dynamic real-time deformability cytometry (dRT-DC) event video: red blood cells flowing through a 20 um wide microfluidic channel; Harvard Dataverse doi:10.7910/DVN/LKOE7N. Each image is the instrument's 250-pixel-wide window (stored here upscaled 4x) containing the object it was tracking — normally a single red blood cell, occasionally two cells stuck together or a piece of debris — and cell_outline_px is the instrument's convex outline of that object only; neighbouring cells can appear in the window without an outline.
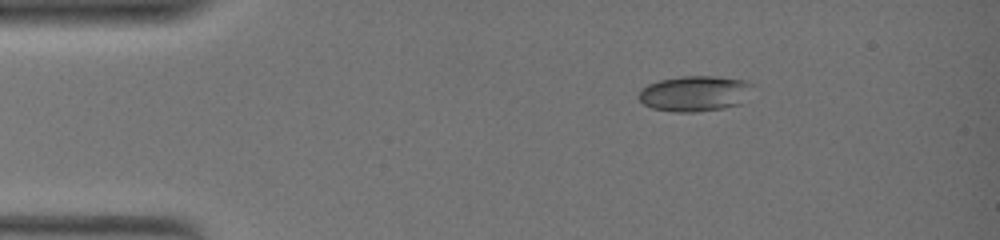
{"species": "common noctule bat (a hibernating species)", "species_latin": "Nyctalus noctula", "temperature_condition": "warm", "stored_images_in_passage": 21, "camera_frame_rate_fps": 3000, "um_per_image_px": 0.085, "animal": {"sex": "female", "body_mass_g": 19.0, "forearm_length_mm": 51.5}, "frame": {"image": 1, "passage_image": 1, "time_ms": 0.0, "image_size_px": [1000, 240], "cell_outline_px": [[760, 88], [740, 104], [724, 108], [696, 112], [676, 112], [652, 108], [644, 104], [636, 96], [640, 88], [648, 84], [660, 80], [680, 76], [716, 76], [748, 80], [756, 84]], "centroid_in_image_um": [59.17, 7.93], "position_along_channel_um": 25.8, "area_um2": 24.51}}
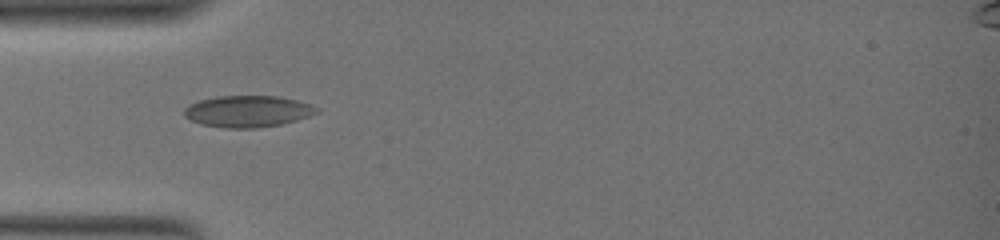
{"frame": {"image": 2, "passage_image": 19, "time_ms": 3.667, "image_size_px": [1000, 240], "cell_outline_px": [[320, 112], [296, 120], [280, 124], [256, 128], [224, 128], [200, 124], [184, 116], [184, 108], [188, 104], [200, 100], [216, 96], [280, 96], [312, 104], [320, 108]], "centroid_in_image_um": [21.07, 9.46], "position_along_channel_um": 63.9, "area_um2": 24.51}}